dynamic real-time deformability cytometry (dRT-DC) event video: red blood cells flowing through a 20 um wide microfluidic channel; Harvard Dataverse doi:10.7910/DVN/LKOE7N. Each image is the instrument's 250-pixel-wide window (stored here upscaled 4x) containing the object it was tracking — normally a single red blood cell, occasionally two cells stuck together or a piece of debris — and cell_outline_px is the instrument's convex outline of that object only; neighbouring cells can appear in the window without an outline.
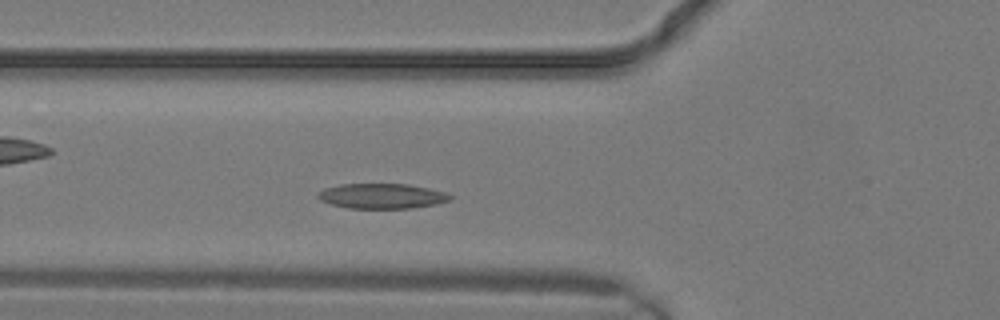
{"species": "common noctule bat (a hibernating species)", "species_latin": "Nyctalus noctula", "temperature_condition": "warm", "stored_images_in_passage": 7, "camera_frame_rate_fps": 3000, "um_per_image_px": 0.085, "animal": {"sex": "male", "body_mass_g": 19.2, "forearm_length_mm": 51.8}, "frame": {"image": 1, "passage_image": 2, "time_ms": 0.333, "image_size_px": [1000, 320], "cell_outline_px": [[452, 200], [436, 204], [412, 208], [348, 208], [332, 204], [320, 200], [316, 196], [324, 188], [340, 184], [408, 184], [428, 188], [444, 192], [452, 196]], "centroid_in_image_um": [32.47, 16.66], "position_along_channel_um": 93.3, "area_um2": 19.25}}
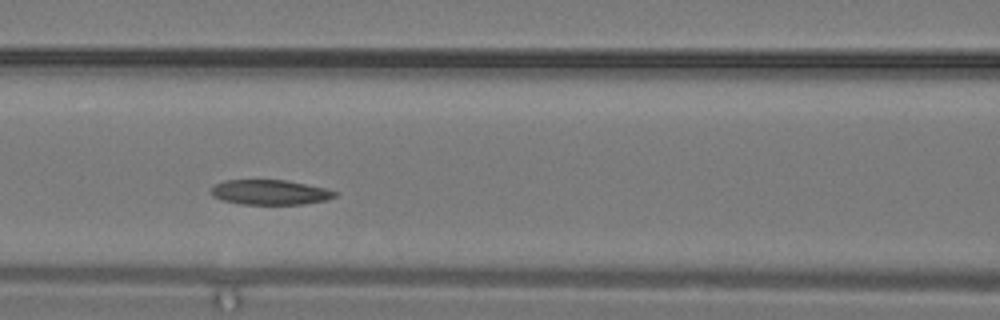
{"frame": {"image": 2, "passage_image": 4, "time_ms": 1.0, "image_size_px": [1000, 320], "cell_outline_px": [[336, 196], [328, 200], [304, 204], [240, 204], [224, 200], [212, 196], [212, 188], [216, 184], [224, 180], [284, 180], [324, 188], [336, 192]], "centroid_in_image_um": [22.95, 16.35], "position_along_channel_um": 143.6, "area_um2": 17.74}}
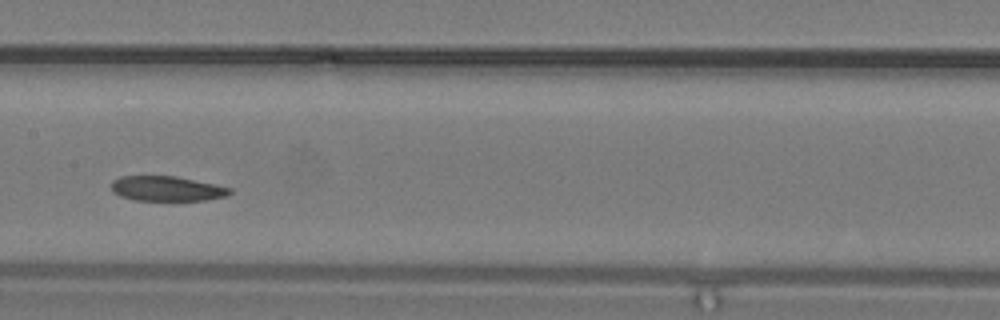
{"frame": {"image": 3, "passage_image": 6, "time_ms": 1.667, "image_size_px": [1000, 320], "cell_outline_px": [[232, 192], [228, 196], [204, 200], [132, 200], [120, 196], [112, 192], [112, 180], [120, 176], [176, 176], [216, 184], [232, 188]], "centroid_in_image_um": [14.19, 16.03], "position_along_channel_um": 193.2, "area_um2": 17.34}}